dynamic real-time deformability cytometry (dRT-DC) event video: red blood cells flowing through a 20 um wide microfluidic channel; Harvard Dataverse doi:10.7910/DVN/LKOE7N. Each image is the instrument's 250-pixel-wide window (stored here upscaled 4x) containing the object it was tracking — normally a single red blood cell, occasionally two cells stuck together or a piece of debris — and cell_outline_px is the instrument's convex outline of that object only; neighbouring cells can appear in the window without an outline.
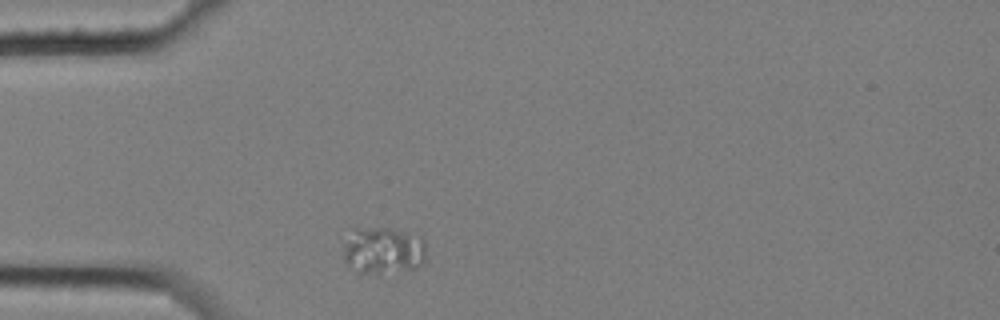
{"species": "common noctule bat (a hibernating species)", "species_latin": "Nyctalus noctula", "temperature_condition": "cold", "stored_images_in_passage": 1, "camera_frame_rate_fps": 3000, "um_per_image_px": 0.085, "animal": {"sex": "female", "body_mass_g": 25.1}, "frame": {"image": 1, "passage_image": 1, "time_ms": 0.0, "image_size_px": [1000, 320], "cell_outline_px": [[424, 260], [416, 268], [376, 272], [360, 272], [344, 260], [344, 248], [352, 228], [388, 228], [420, 236], [424, 240]], "centroid_in_image_um": [32.58, 21.25], "position_along_channel_um": 52.4, "area_um2": 21.91}}